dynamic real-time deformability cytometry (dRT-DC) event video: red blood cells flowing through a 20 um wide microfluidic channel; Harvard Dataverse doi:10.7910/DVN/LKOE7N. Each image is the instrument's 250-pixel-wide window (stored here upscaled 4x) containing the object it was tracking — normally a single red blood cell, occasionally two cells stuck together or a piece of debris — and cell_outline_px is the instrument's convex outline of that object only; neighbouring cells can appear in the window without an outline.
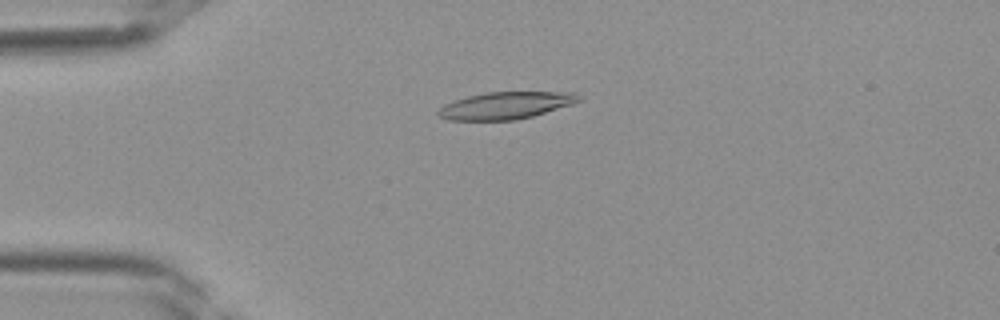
{"species": "Egyptian fruit bat (a non-hibernating species)", "species_latin": "Rousettus aegyptiacus", "temperature_condition": "room temperature", "stored_images_in_passage": 40, "camera_frame_rate_fps": 3000, "um_per_image_px": 0.085, "frame": {"image": 1, "passage_image": 10, "time_ms": 3.0, "image_size_px": [1000, 320], "cell_outline_px": [[580, 100], [572, 104], [532, 116], [516, 120], [448, 120], [440, 116], [436, 112], [444, 104], [468, 96], [484, 92], [576, 92], [580, 96]], "centroid_in_image_um": [42.98, 8.96], "position_along_channel_um": 42.0, "area_um2": 22.08}}
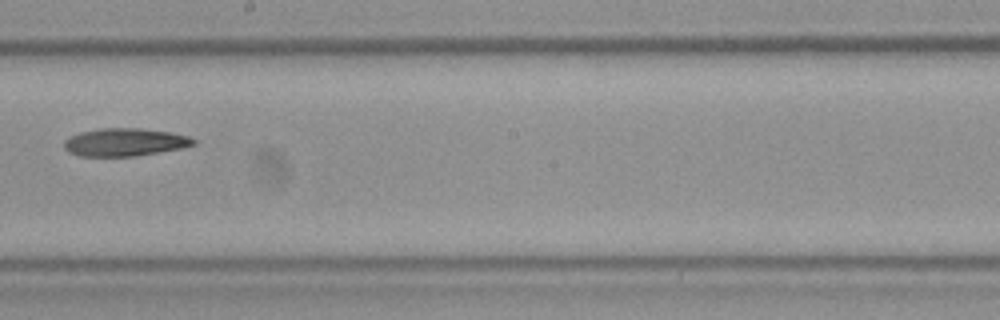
{"frame": {"image": 2, "passage_image": 23, "time_ms": 7.333, "image_size_px": [1000, 320], "cell_outline_px": [[196, 144], [180, 148], [136, 156], [80, 156], [68, 152], [64, 148], [64, 140], [68, 136], [80, 132], [100, 128], [140, 128], [172, 132], [188, 136], [196, 140]], "centroid_in_image_um": [10.58, 12.08], "position_along_channel_um": 237.6, "area_um2": 21.1}}
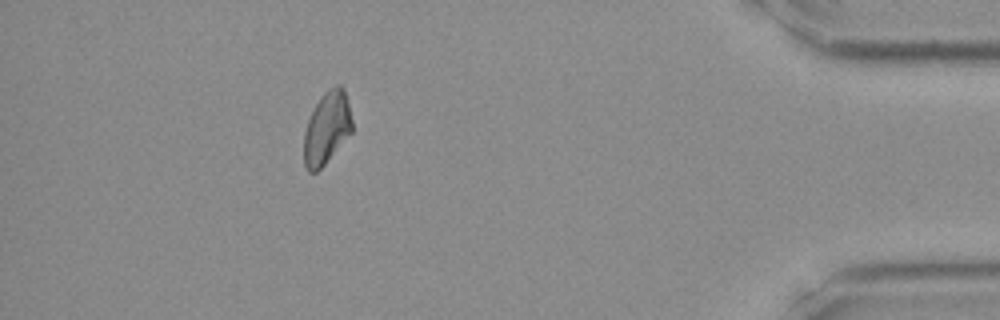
{"frame": {"image": 3, "passage_image": 36, "time_ms": 11.667, "image_size_px": [1000, 320], "cell_outline_px": [[352, 132], [324, 164], [316, 172], [308, 172], [304, 168], [304, 132], [308, 120], [320, 96], [328, 88], [336, 84], [340, 84], [344, 88], [352, 120]], "centroid_in_image_um": [27.77, 10.86], "position_along_channel_um": 407.4, "area_um2": 20.29}}